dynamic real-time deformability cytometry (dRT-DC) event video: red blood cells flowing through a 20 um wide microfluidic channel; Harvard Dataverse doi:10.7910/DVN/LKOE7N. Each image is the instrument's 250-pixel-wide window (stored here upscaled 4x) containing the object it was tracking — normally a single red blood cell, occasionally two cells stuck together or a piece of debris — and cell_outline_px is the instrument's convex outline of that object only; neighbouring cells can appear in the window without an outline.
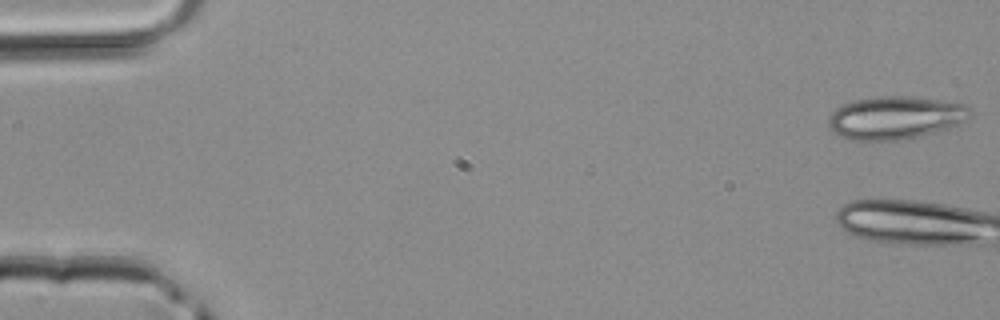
{"species": "common noctule bat (a hibernating species)", "species_latin": "Nyctalus noctula", "temperature_condition": "room temperature", "stored_images_in_passage": 3, "camera_frame_rate_fps": 3000, "um_per_image_px": 0.085, "animal": {"sex": "male", "body_mass_g": 20.4}, "frame": {"image": 1, "passage_image": 1, "time_ms": 0.0, "image_size_px": [1000, 320], "cell_outline_px": [[972, 112], [964, 120], [948, 128], [916, 136], [896, 140], [852, 140], [840, 136], [832, 132], [828, 124], [828, 116], [836, 108], [844, 104], [856, 100], [880, 96], [904, 96], [940, 100], [964, 104]], "centroid_in_image_um": [76.04, 10.0], "position_along_channel_um": 9.0, "area_um2": 34.91}}